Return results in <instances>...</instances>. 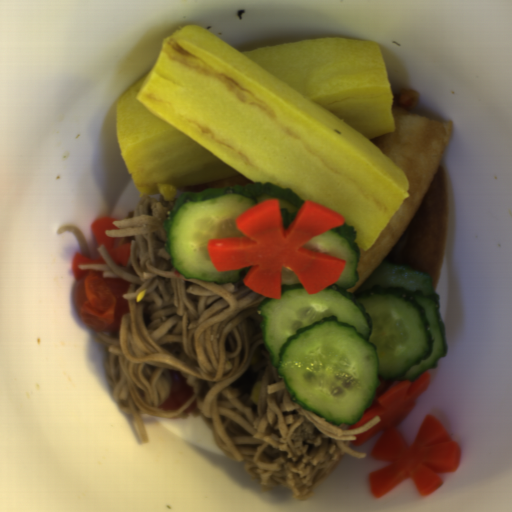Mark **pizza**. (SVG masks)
<instances>
[{"label":"pizza","mask_w":512,"mask_h":512,"mask_svg":"<svg viewBox=\"0 0 512 512\" xmlns=\"http://www.w3.org/2000/svg\"><path fill=\"white\" fill-rule=\"evenodd\" d=\"M247 184H255L243 175H235L199 185L181 186L177 188L173 199H179L184 192H203L207 189H227L237 186H246ZM172 199V200H173Z\"/></svg>","instance_id":"2"},{"label":"pizza","mask_w":512,"mask_h":512,"mask_svg":"<svg viewBox=\"0 0 512 512\" xmlns=\"http://www.w3.org/2000/svg\"><path fill=\"white\" fill-rule=\"evenodd\" d=\"M391 92L395 130L369 141L404 174L409 196L371 247H358V281L346 293L355 294L380 263L429 275L436 290L444 264L450 201L443 156L454 124L414 114L417 90Z\"/></svg>","instance_id":"1"}]
</instances>
